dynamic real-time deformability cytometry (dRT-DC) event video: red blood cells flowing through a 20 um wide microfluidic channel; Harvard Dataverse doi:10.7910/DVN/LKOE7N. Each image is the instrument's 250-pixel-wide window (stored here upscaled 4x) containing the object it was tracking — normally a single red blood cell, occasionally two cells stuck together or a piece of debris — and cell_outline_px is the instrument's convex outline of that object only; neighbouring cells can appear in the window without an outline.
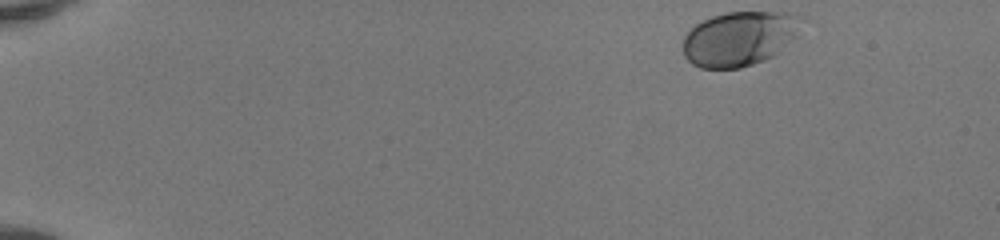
{"species": "human", "species_latin": "Homo sapiens", "temperature_condition": "room temperature", "stored_images_in_passage": 46, "camera_frame_rate_fps": 3000, "um_per_image_px": 0.085, "donor": {"sex": "female"}, "frame": {"image": 1, "passage_image": 1, "time_ms": 0.0, "image_size_px": [1000, 240], "cell_outline_px": [[808, 20], [800, 36], [772, 56], [764, 60], [740, 68], [700, 68], [692, 64], [684, 56], [684, 36], [696, 24], [712, 16], [728, 12], [788, 12], [804, 16]], "centroid_in_image_um": [62.98, 3.25], "position_along_channel_um": 22.0, "area_um2": 38.44}}
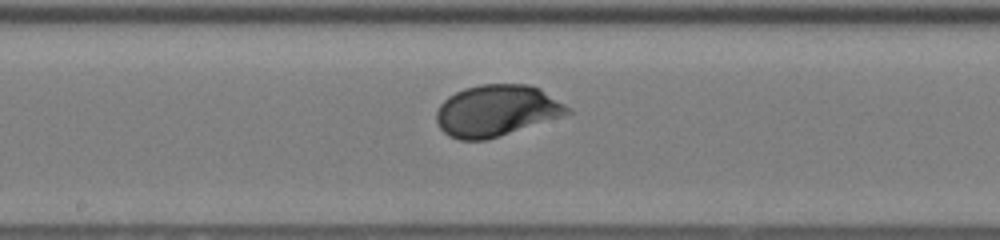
{"frame": {"image": 2, "passage_image": 24, "time_ms": 7.667, "image_size_px": [1000, 240], "cell_outline_px": [[572, 112], [488, 140], [460, 140], [448, 136], [440, 128], [436, 120], [436, 112], [440, 104], [448, 96], [464, 88], [480, 84], [528, 84], [540, 88], [572, 108]], "centroid_in_image_um": [42.18, 9.4], "position_along_channel_um": 206.0, "area_um2": 39.25}}
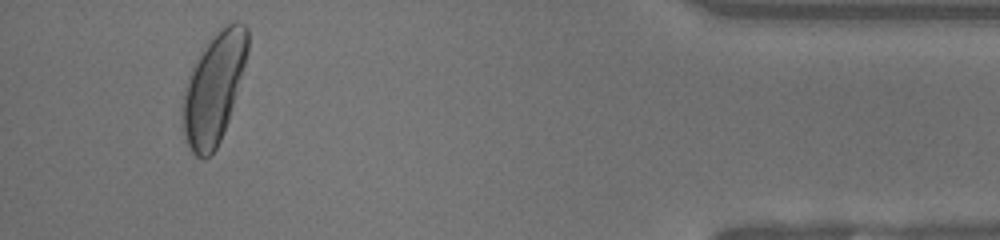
{"frame": {"image": 3, "passage_image": 43, "time_ms": 14.0, "image_size_px": [1000, 240], "cell_outline_px": [[248, 52], [228, 120], [224, 132], [216, 148], [208, 156], [196, 156], [192, 152], [184, 136], [184, 88], [188, 76], [200, 52], [216, 28], [236, 20], [244, 24], [248, 28]], "centroid_in_image_um": [18.2, 7.4], "position_along_channel_um": 417.0, "area_um2": 41.21}, "authors_computed_cell_mechanics": {"area_um2": 37.8301, "velocity_mm_per_s": 4.1166, "shape_relaxation_time_tau1_ms": 2.4961, "shape_relaxation_time_tau2_ms": null, "deformation_change_tau1": 0.133, "deformation_change_tau2": null}}